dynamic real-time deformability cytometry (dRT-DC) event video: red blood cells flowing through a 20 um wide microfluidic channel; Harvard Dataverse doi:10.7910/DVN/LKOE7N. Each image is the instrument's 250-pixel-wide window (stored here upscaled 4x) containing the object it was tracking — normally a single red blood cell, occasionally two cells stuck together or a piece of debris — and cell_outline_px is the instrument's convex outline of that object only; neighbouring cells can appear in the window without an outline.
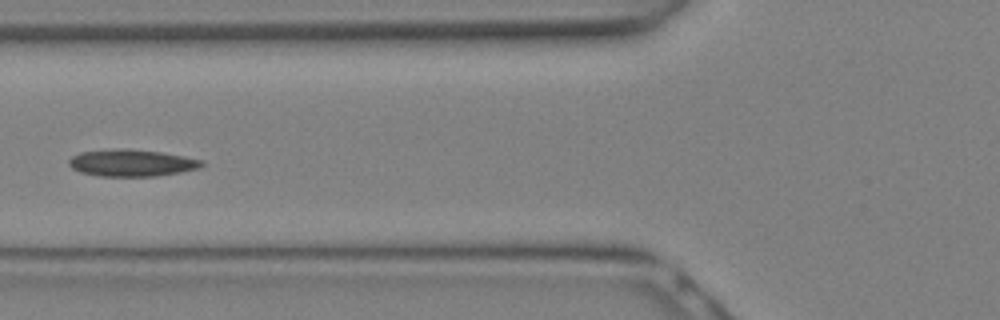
{"species": "Egyptian fruit bat (a non-hibernating species)", "species_latin": "Rousettus aegyptiacus", "temperature_condition": "warm", "stored_images_in_passage": 9, "camera_frame_rate_fps": 3000, "um_per_image_px": 0.085, "animal": {"sex": "female"}, "frame": {"image": 1, "passage_image": 8, "time_ms": 2.333, "image_size_px": [1000, 320], "cell_outline_px": [[204, 164], [200, 168], [180, 172], [156, 176], [100, 176], [80, 172], [72, 168], [68, 164], [68, 160], [72, 156], [80, 152], [112, 148], [128, 148], [160, 152], [184, 156], [204, 160]], "centroid_in_image_um": [11.18, 13.83], "position_along_channel_um": 114.6, "area_um2": 21.04}}